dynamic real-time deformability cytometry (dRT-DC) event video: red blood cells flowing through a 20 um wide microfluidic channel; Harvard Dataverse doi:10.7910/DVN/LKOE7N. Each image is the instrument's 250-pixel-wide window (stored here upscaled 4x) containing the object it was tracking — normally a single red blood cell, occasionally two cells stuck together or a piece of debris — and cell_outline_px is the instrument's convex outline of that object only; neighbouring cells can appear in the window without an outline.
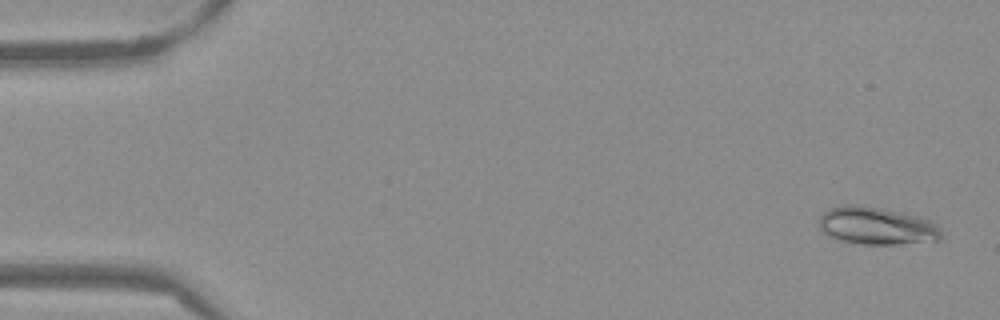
{"species": "Egyptian fruit bat (a non-hibernating species)", "species_latin": "Rousettus aegyptiacus", "temperature_condition": "warm", "stored_images_in_passage": 53, "camera_frame_rate_fps": 3000, "um_per_image_px": 0.085, "frame": {"image": 1, "passage_image": 2, "time_ms": 0.333, "image_size_px": [1000, 320], "cell_outline_px": [[944, 236], [940, 240], [900, 244], [864, 244], [840, 240], [828, 236], [820, 228], [820, 216], [828, 208], [844, 204], [856, 204], [880, 208], [920, 216], [936, 224], [940, 228]], "centroid_in_image_um": [74.54, 19.19], "position_along_channel_um": 10.5, "area_um2": 26.88}}
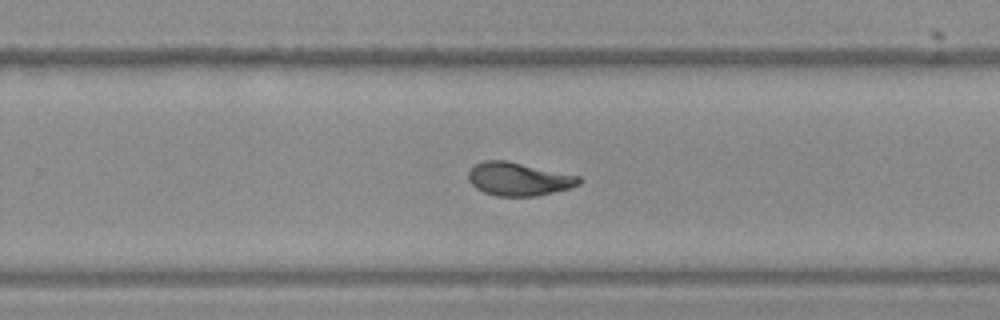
{"frame": {"image": 2, "passage_image": 34, "time_ms": 11.0, "image_size_px": [1000, 320], "cell_outline_px": [[580, 184], [572, 188], [536, 196], [496, 196], [484, 192], [476, 188], [468, 180], [468, 172], [476, 164], [484, 160], [508, 160], [580, 176]], "centroid_in_image_um": [44.09, 15.21], "position_along_channel_um": 285.7, "area_um2": 21.56}}
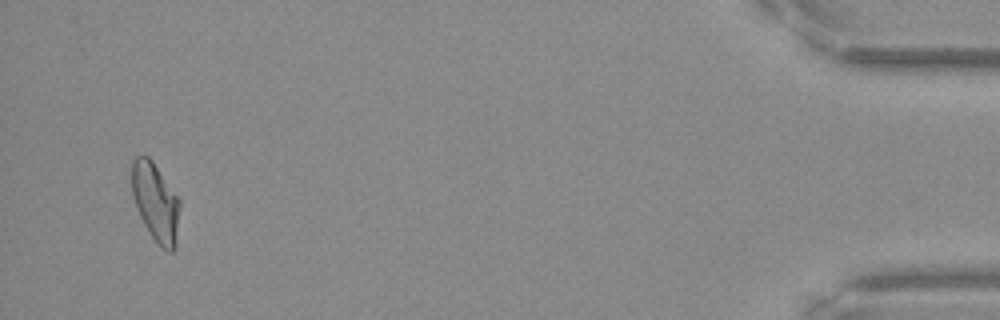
{"frame": {"image": 3, "passage_image": 51, "time_ms": 16.667, "image_size_px": [1000, 320], "cell_outline_px": [[180, 208], [176, 244], [172, 252], [168, 252], [160, 248], [148, 232], [136, 208], [132, 196], [132, 160], [136, 156], [148, 156], [152, 160], [180, 200]], "centroid_in_image_um": [13.22, 17.22], "position_along_channel_um": 422.0, "area_um2": 22.08}, "authors_computed_cell_mechanics": {"area_um2": 21.5594, "velocity_mm_per_s": 3.8304, "shape_relaxation_time_tau1_ms": 2.9352, "shape_relaxation_time_tau2_ms": 1.2837, "deformation_change_tau1": 0.1649, "deformation_change_tau2": 0.0761}}